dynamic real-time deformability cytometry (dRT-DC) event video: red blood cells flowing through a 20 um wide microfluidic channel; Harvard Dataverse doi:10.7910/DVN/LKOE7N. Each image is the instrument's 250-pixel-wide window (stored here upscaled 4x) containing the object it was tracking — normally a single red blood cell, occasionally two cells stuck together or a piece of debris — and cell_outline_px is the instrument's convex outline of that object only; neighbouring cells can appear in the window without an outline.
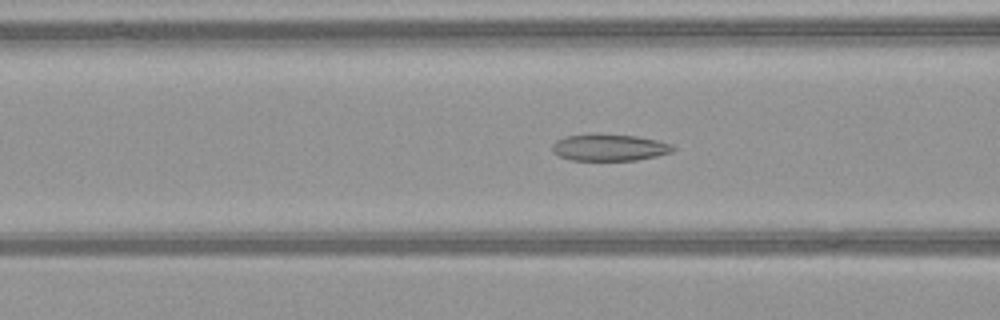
{"species": "common noctule bat (a hibernating species)", "species_latin": "Nyctalus noctula", "temperature_condition": "warm", "stored_images_in_passage": 50, "camera_frame_rate_fps": 3000, "um_per_image_px": 0.085, "animal": {"sex": "female", "body_mass_g": 21.9}, "frame": {"image": 1, "passage_image": 21, "time_ms": 6.667, "image_size_px": [1000, 320], "cell_outline_px": [[676, 148], [672, 152], [656, 156], [636, 160], [572, 160], [560, 156], [552, 152], [552, 144], [556, 140], [564, 136], [596, 132], [636, 136], [656, 140], [672, 144]], "centroid_in_image_um": [51.76, 12.51], "position_along_channel_um": 114.8, "area_um2": 19.19}}
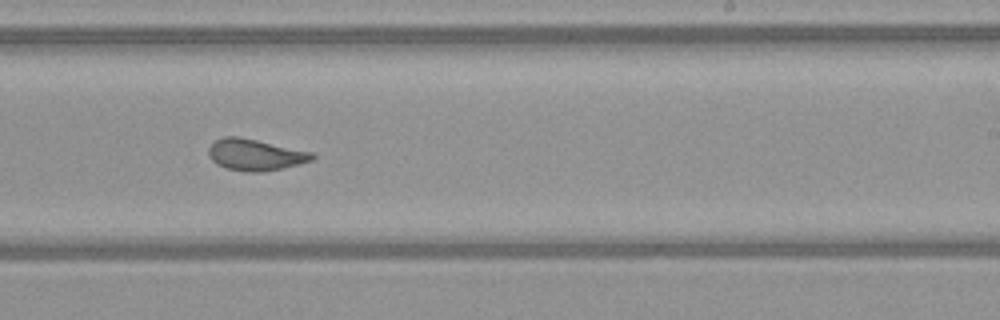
{"frame": {"image": 2, "passage_image": 32, "time_ms": 10.333, "image_size_px": [1000, 320], "cell_outline_px": [[316, 156], [312, 160], [264, 172], [244, 172], [228, 168], [216, 164], [208, 156], [208, 148], [216, 140], [224, 136], [240, 136], [312, 152]], "centroid_in_image_um": [21.66, 13.15], "position_along_channel_um": 267.3, "area_um2": 18.9}}
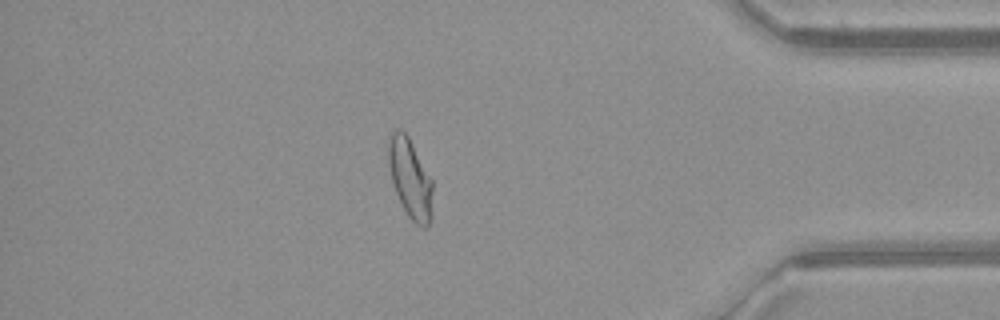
{"frame": {"image": 3, "passage_image": 44, "time_ms": 14.333, "image_size_px": [1000, 320], "cell_outline_px": [[432, 216], [428, 228], [424, 228], [416, 224], [408, 216], [396, 192], [392, 180], [388, 164], [388, 144], [392, 132], [396, 128], [400, 128], [408, 136], [432, 180]], "centroid_in_image_um": [34.88, 15.18], "position_along_channel_um": 400.3, "area_um2": 20.35}, "authors_computed_cell_mechanics": {"area_um2": 20.3456, "velocity_mm_per_s": 4.1437, "shape_relaxation_time_tau1_ms": 10.2447, "shape_relaxation_time_tau2_ms": 1.1573, "deformation_change_tau1": 0.2295, "deformation_change_tau2": 0.0744}}